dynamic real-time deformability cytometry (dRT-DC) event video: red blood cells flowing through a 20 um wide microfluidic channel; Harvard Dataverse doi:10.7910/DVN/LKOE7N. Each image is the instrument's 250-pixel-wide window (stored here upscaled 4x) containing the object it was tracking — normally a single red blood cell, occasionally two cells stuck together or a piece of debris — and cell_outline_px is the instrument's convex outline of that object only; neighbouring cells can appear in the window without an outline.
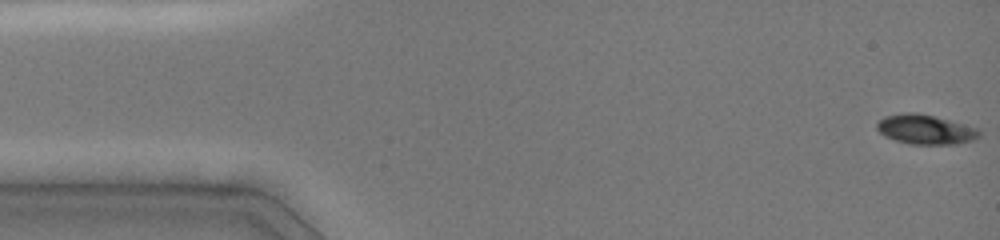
{"species": "common noctule bat (a hibernating species)", "species_latin": "Nyctalus noctula", "temperature_condition": "cold", "stored_images_in_passage": 32, "camera_frame_rate_fps": 3000, "um_per_image_px": 0.085, "animal": {"sex": "female", "body_mass_g": 19.0, "forearm_length_mm": 51.5}, "frame": {"image": 1, "passage_image": 1, "time_ms": 0.0, "image_size_px": [1000, 240], "cell_outline_px": [[980, 136], [976, 140], [956, 144], [908, 144], [884, 136], [876, 128], [876, 124], [884, 116], [904, 112], [916, 112], [936, 116], [976, 128], [980, 132]], "centroid_in_image_um": [78.65, 11.0], "position_along_channel_um": 6.3, "area_um2": 17.74}}
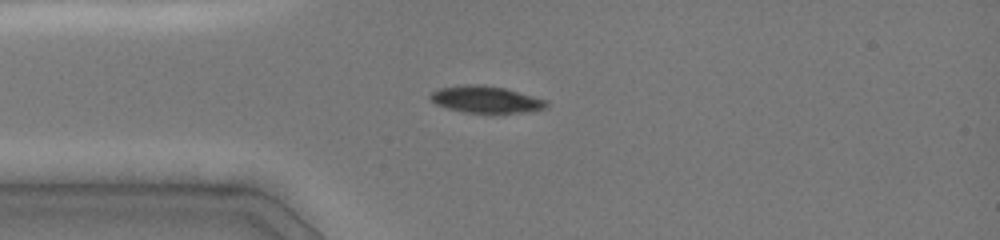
{"frame": {"image": 2, "passage_image": 22, "time_ms": 3.667, "image_size_px": [1000, 240], "cell_outline_px": [[548, 108], [528, 112], [492, 116], [464, 112], [448, 108], [436, 104], [428, 96], [432, 92], [440, 88], [464, 84], [480, 84], [504, 88], [548, 100]], "centroid_in_image_um": [41.36, 8.5], "position_along_channel_um": 43.6, "area_um2": 18.96}}